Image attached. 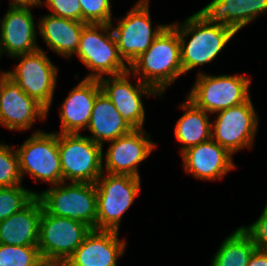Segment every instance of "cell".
<instances>
[{
	"mask_svg": "<svg viewBox=\"0 0 267 266\" xmlns=\"http://www.w3.org/2000/svg\"><path fill=\"white\" fill-rule=\"evenodd\" d=\"M134 78L153 87L161 96L176 79L183 75L180 41L177 30L170 24L130 66Z\"/></svg>",
	"mask_w": 267,
	"mask_h": 266,
	"instance_id": "obj_1",
	"label": "cell"
},
{
	"mask_svg": "<svg viewBox=\"0 0 267 266\" xmlns=\"http://www.w3.org/2000/svg\"><path fill=\"white\" fill-rule=\"evenodd\" d=\"M171 25L179 36L183 74L215 60L236 34L227 27L207 22L197 12L182 24Z\"/></svg>",
	"mask_w": 267,
	"mask_h": 266,
	"instance_id": "obj_2",
	"label": "cell"
},
{
	"mask_svg": "<svg viewBox=\"0 0 267 266\" xmlns=\"http://www.w3.org/2000/svg\"><path fill=\"white\" fill-rule=\"evenodd\" d=\"M79 60L92 72L86 79L120 75L129 65L120 56L110 24H87L81 33L76 52Z\"/></svg>",
	"mask_w": 267,
	"mask_h": 266,
	"instance_id": "obj_3",
	"label": "cell"
},
{
	"mask_svg": "<svg viewBox=\"0 0 267 266\" xmlns=\"http://www.w3.org/2000/svg\"><path fill=\"white\" fill-rule=\"evenodd\" d=\"M62 182L96 183L105 171L103 146L81 133H58Z\"/></svg>",
	"mask_w": 267,
	"mask_h": 266,
	"instance_id": "obj_4",
	"label": "cell"
},
{
	"mask_svg": "<svg viewBox=\"0 0 267 266\" xmlns=\"http://www.w3.org/2000/svg\"><path fill=\"white\" fill-rule=\"evenodd\" d=\"M37 196L49 214L84 222L92 229H97L95 183L61 182L41 191Z\"/></svg>",
	"mask_w": 267,
	"mask_h": 266,
	"instance_id": "obj_5",
	"label": "cell"
},
{
	"mask_svg": "<svg viewBox=\"0 0 267 266\" xmlns=\"http://www.w3.org/2000/svg\"><path fill=\"white\" fill-rule=\"evenodd\" d=\"M251 79L245 75H207L199 71L187 95L196 107L214 114L247 102Z\"/></svg>",
	"mask_w": 267,
	"mask_h": 266,
	"instance_id": "obj_6",
	"label": "cell"
},
{
	"mask_svg": "<svg viewBox=\"0 0 267 266\" xmlns=\"http://www.w3.org/2000/svg\"><path fill=\"white\" fill-rule=\"evenodd\" d=\"M141 179L126 174L106 175L95 183L97 191V230L119 232L122 216L140 194Z\"/></svg>",
	"mask_w": 267,
	"mask_h": 266,
	"instance_id": "obj_7",
	"label": "cell"
},
{
	"mask_svg": "<svg viewBox=\"0 0 267 266\" xmlns=\"http://www.w3.org/2000/svg\"><path fill=\"white\" fill-rule=\"evenodd\" d=\"M19 63L13 70L5 72L28 96L40 103L49 113L58 76L55 66L45 51L38 50L12 57Z\"/></svg>",
	"mask_w": 267,
	"mask_h": 266,
	"instance_id": "obj_8",
	"label": "cell"
},
{
	"mask_svg": "<svg viewBox=\"0 0 267 266\" xmlns=\"http://www.w3.org/2000/svg\"><path fill=\"white\" fill-rule=\"evenodd\" d=\"M16 151L22 177L29 173L36 182L44 181L52 186L62 182L58 133L37 130Z\"/></svg>",
	"mask_w": 267,
	"mask_h": 266,
	"instance_id": "obj_9",
	"label": "cell"
},
{
	"mask_svg": "<svg viewBox=\"0 0 267 266\" xmlns=\"http://www.w3.org/2000/svg\"><path fill=\"white\" fill-rule=\"evenodd\" d=\"M211 138L232 156L239 150L253 148L259 118L251 98L238 106L216 112Z\"/></svg>",
	"mask_w": 267,
	"mask_h": 266,
	"instance_id": "obj_10",
	"label": "cell"
},
{
	"mask_svg": "<svg viewBox=\"0 0 267 266\" xmlns=\"http://www.w3.org/2000/svg\"><path fill=\"white\" fill-rule=\"evenodd\" d=\"M91 230L84 222L53 216L43 208L39 220L38 241L41 257L65 263Z\"/></svg>",
	"mask_w": 267,
	"mask_h": 266,
	"instance_id": "obj_11",
	"label": "cell"
},
{
	"mask_svg": "<svg viewBox=\"0 0 267 266\" xmlns=\"http://www.w3.org/2000/svg\"><path fill=\"white\" fill-rule=\"evenodd\" d=\"M118 24L111 29L118 51L123 60L130 66L142 53L146 52L152 42L169 25H157L153 30L149 5H134L123 19H116Z\"/></svg>",
	"mask_w": 267,
	"mask_h": 266,
	"instance_id": "obj_12",
	"label": "cell"
},
{
	"mask_svg": "<svg viewBox=\"0 0 267 266\" xmlns=\"http://www.w3.org/2000/svg\"><path fill=\"white\" fill-rule=\"evenodd\" d=\"M130 71L99 79L102 92L112 101L117 111L132 128H144L145 108L142 97H162L153 87L140 80L130 82Z\"/></svg>",
	"mask_w": 267,
	"mask_h": 266,
	"instance_id": "obj_13",
	"label": "cell"
},
{
	"mask_svg": "<svg viewBox=\"0 0 267 266\" xmlns=\"http://www.w3.org/2000/svg\"><path fill=\"white\" fill-rule=\"evenodd\" d=\"M47 110L21 90L6 73L0 75V124L7 129L29 130L36 119L45 120Z\"/></svg>",
	"mask_w": 267,
	"mask_h": 266,
	"instance_id": "obj_14",
	"label": "cell"
},
{
	"mask_svg": "<svg viewBox=\"0 0 267 266\" xmlns=\"http://www.w3.org/2000/svg\"><path fill=\"white\" fill-rule=\"evenodd\" d=\"M111 143L105 157V170L111 174H126L141 178L138 165L156 148L151 135L144 128H133L129 133L118 137Z\"/></svg>",
	"mask_w": 267,
	"mask_h": 266,
	"instance_id": "obj_15",
	"label": "cell"
},
{
	"mask_svg": "<svg viewBox=\"0 0 267 266\" xmlns=\"http://www.w3.org/2000/svg\"><path fill=\"white\" fill-rule=\"evenodd\" d=\"M9 7L0 19V56L2 53L12 58L20 54H27L38 50L37 29L31 12V7Z\"/></svg>",
	"mask_w": 267,
	"mask_h": 266,
	"instance_id": "obj_16",
	"label": "cell"
},
{
	"mask_svg": "<svg viewBox=\"0 0 267 266\" xmlns=\"http://www.w3.org/2000/svg\"><path fill=\"white\" fill-rule=\"evenodd\" d=\"M118 235V231L92 229L65 266H117L127 246L126 239L119 240Z\"/></svg>",
	"mask_w": 267,
	"mask_h": 266,
	"instance_id": "obj_17",
	"label": "cell"
},
{
	"mask_svg": "<svg viewBox=\"0 0 267 266\" xmlns=\"http://www.w3.org/2000/svg\"><path fill=\"white\" fill-rule=\"evenodd\" d=\"M181 156L186 173L199 180L222 179L236 168L232 155L212 138L187 149Z\"/></svg>",
	"mask_w": 267,
	"mask_h": 266,
	"instance_id": "obj_18",
	"label": "cell"
},
{
	"mask_svg": "<svg viewBox=\"0 0 267 266\" xmlns=\"http://www.w3.org/2000/svg\"><path fill=\"white\" fill-rule=\"evenodd\" d=\"M101 91L99 80L82 79L73 87L61 104L59 118L61 131L56 133H80L86 130L97 94Z\"/></svg>",
	"mask_w": 267,
	"mask_h": 266,
	"instance_id": "obj_19",
	"label": "cell"
},
{
	"mask_svg": "<svg viewBox=\"0 0 267 266\" xmlns=\"http://www.w3.org/2000/svg\"><path fill=\"white\" fill-rule=\"evenodd\" d=\"M267 12V0H212L197 13L207 22L235 33Z\"/></svg>",
	"mask_w": 267,
	"mask_h": 266,
	"instance_id": "obj_20",
	"label": "cell"
},
{
	"mask_svg": "<svg viewBox=\"0 0 267 266\" xmlns=\"http://www.w3.org/2000/svg\"><path fill=\"white\" fill-rule=\"evenodd\" d=\"M42 212V202L36 195L20 211L0 221V243L17 246L38 245Z\"/></svg>",
	"mask_w": 267,
	"mask_h": 266,
	"instance_id": "obj_21",
	"label": "cell"
},
{
	"mask_svg": "<svg viewBox=\"0 0 267 266\" xmlns=\"http://www.w3.org/2000/svg\"><path fill=\"white\" fill-rule=\"evenodd\" d=\"M87 24L53 15H44L38 20L39 34L50 50L64 58L76 54L80 36Z\"/></svg>",
	"mask_w": 267,
	"mask_h": 266,
	"instance_id": "obj_22",
	"label": "cell"
},
{
	"mask_svg": "<svg viewBox=\"0 0 267 266\" xmlns=\"http://www.w3.org/2000/svg\"><path fill=\"white\" fill-rule=\"evenodd\" d=\"M132 129L112 101L101 90L95 99L91 118L86 128L92 134L88 137L95 143L104 146L105 141L115 140Z\"/></svg>",
	"mask_w": 267,
	"mask_h": 266,
	"instance_id": "obj_23",
	"label": "cell"
},
{
	"mask_svg": "<svg viewBox=\"0 0 267 266\" xmlns=\"http://www.w3.org/2000/svg\"><path fill=\"white\" fill-rule=\"evenodd\" d=\"M184 114L175 124L174 132L177 141L181 143L180 154L187 149L211 139L212 122L208 113L196 107L189 99L181 104Z\"/></svg>",
	"mask_w": 267,
	"mask_h": 266,
	"instance_id": "obj_24",
	"label": "cell"
},
{
	"mask_svg": "<svg viewBox=\"0 0 267 266\" xmlns=\"http://www.w3.org/2000/svg\"><path fill=\"white\" fill-rule=\"evenodd\" d=\"M256 249L252 238L239 227L222 241L211 266H247Z\"/></svg>",
	"mask_w": 267,
	"mask_h": 266,
	"instance_id": "obj_25",
	"label": "cell"
},
{
	"mask_svg": "<svg viewBox=\"0 0 267 266\" xmlns=\"http://www.w3.org/2000/svg\"><path fill=\"white\" fill-rule=\"evenodd\" d=\"M38 194L22 185L0 188V221L20 211Z\"/></svg>",
	"mask_w": 267,
	"mask_h": 266,
	"instance_id": "obj_26",
	"label": "cell"
},
{
	"mask_svg": "<svg viewBox=\"0 0 267 266\" xmlns=\"http://www.w3.org/2000/svg\"><path fill=\"white\" fill-rule=\"evenodd\" d=\"M15 146L0 143V188L21 185L19 157Z\"/></svg>",
	"mask_w": 267,
	"mask_h": 266,
	"instance_id": "obj_27",
	"label": "cell"
},
{
	"mask_svg": "<svg viewBox=\"0 0 267 266\" xmlns=\"http://www.w3.org/2000/svg\"><path fill=\"white\" fill-rule=\"evenodd\" d=\"M41 258L38 245L17 246L0 243V266H33Z\"/></svg>",
	"mask_w": 267,
	"mask_h": 266,
	"instance_id": "obj_28",
	"label": "cell"
},
{
	"mask_svg": "<svg viewBox=\"0 0 267 266\" xmlns=\"http://www.w3.org/2000/svg\"><path fill=\"white\" fill-rule=\"evenodd\" d=\"M111 0H79L81 22L86 24H111Z\"/></svg>",
	"mask_w": 267,
	"mask_h": 266,
	"instance_id": "obj_29",
	"label": "cell"
},
{
	"mask_svg": "<svg viewBox=\"0 0 267 266\" xmlns=\"http://www.w3.org/2000/svg\"><path fill=\"white\" fill-rule=\"evenodd\" d=\"M43 4L50 9V15L81 22V5L79 0H38L39 6Z\"/></svg>",
	"mask_w": 267,
	"mask_h": 266,
	"instance_id": "obj_30",
	"label": "cell"
},
{
	"mask_svg": "<svg viewBox=\"0 0 267 266\" xmlns=\"http://www.w3.org/2000/svg\"><path fill=\"white\" fill-rule=\"evenodd\" d=\"M253 240L258 250L267 252V206L259 218L249 226H240Z\"/></svg>",
	"mask_w": 267,
	"mask_h": 266,
	"instance_id": "obj_31",
	"label": "cell"
},
{
	"mask_svg": "<svg viewBox=\"0 0 267 266\" xmlns=\"http://www.w3.org/2000/svg\"><path fill=\"white\" fill-rule=\"evenodd\" d=\"M247 266H267V252L256 249L250 257Z\"/></svg>",
	"mask_w": 267,
	"mask_h": 266,
	"instance_id": "obj_32",
	"label": "cell"
},
{
	"mask_svg": "<svg viewBox=\"0 0 267 266\" xmlns=\"http://www.w3.org/2000/svg\"><path fill=\"white\" fill-rule=\"evenodd\" d=\"M33 266H65V263L59 260L41 257Z\"/></svg>",
	"mask_w": 267,
	"mask_h": 266,
	"instance_id": "obj_33",
	"label": "cell"
},
{
	"mask_svg": "<svg viewBox=\"0 0 267 266\" xmlns=\"http://www.w3.org/2000/svg\"><path fill=\"white\" fill-rule=\"evenodd\" d=\"M34 4H38V0H12V2H9V7H24Z\"/></svg>",
	"mask_w": 267,
	"mask_h": 266,
	"instance_id": "obj_34",
	"label": "cell"
},
{
	"mask_svg": "<svg viewBox=\"0 0 267 266\" xmlns=\"http://www.w3.org/2000/svg\"><path fill=\"white\" fill-rule=\"evenodd\" d=\"M136 5H149V0H139Z\"/></svg>",
	"mask_w": 267,
	"mask_h": 266,
	"instance_id": "obj_35",
	"label": "cell"
}]
</instances>
